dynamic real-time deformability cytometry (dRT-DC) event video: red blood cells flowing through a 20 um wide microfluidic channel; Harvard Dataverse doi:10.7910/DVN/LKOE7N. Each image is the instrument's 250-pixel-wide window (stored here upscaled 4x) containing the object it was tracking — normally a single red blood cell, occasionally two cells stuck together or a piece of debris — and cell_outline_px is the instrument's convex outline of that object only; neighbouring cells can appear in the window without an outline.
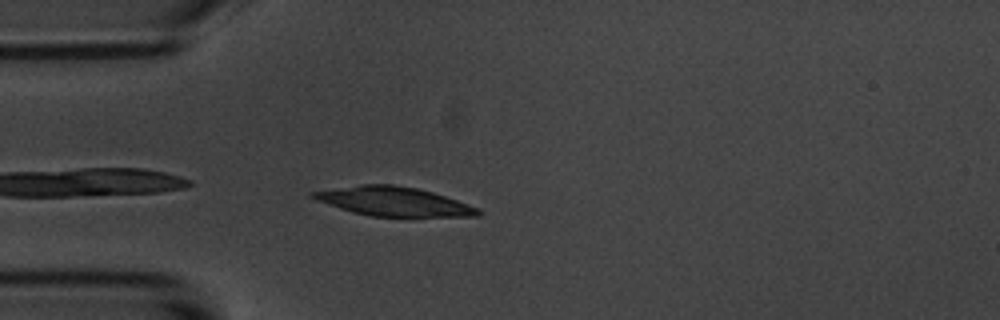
{"species": "common noctule bat (a hibernating species)", "species_latin": "Nyctalus noctula", "temperature_condition": "room temperature", "stored_images_in_passage": 38, "camera_frame_rate_fps": 3000, "um_per_image_px": 0.085, "animal": {"sex": "male", "body_mass_g": 20.1, "forearm_length_mm": 53.5}, "frame": {"image": 1, "passage_image": 2, "time_ms": 0.333, "image_size_px": [1000, 320], "cell_outline_px": [[480, 216], [372, 216], [352, 212], [316, 200], [308, 196], [308, 192], [360, 184], [392, 184], [416, 188], [432, 192], [468, 204], [476, 208], [480, 212]], "centroid_in_image_um": [33.37, 17.11], "position_along_channel_um": 51.6, "area_um2": 27.63}}
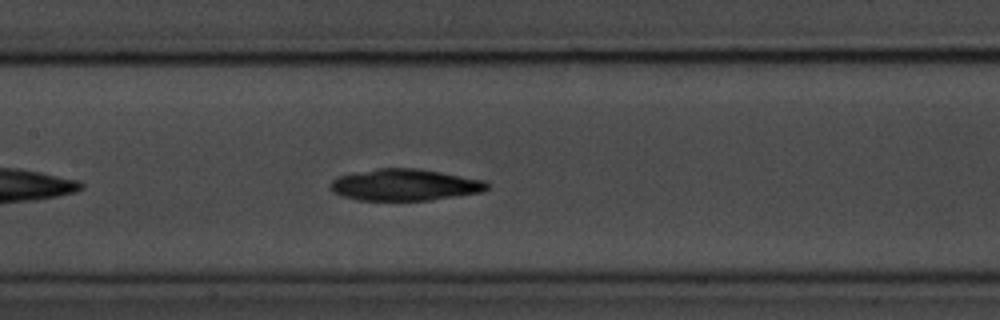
{"frame": {"image": 2, "passage_image": 13, "time_ms": 4.0, "image_size_px": [1000, 320], "cell_outline_px": [[492, 184], [484, 192], [428, 200], [356, 200], [340, 196], [332, 192], [328, 188], [328, 184], [332, 180], [340, 176], [380, 168], [416, 168], [440, 172], [484, 180]], "centroid_in_image_um": [34.4, 15.72], "position_along_channel_um": 173.0, "area_um2": 28.9}}
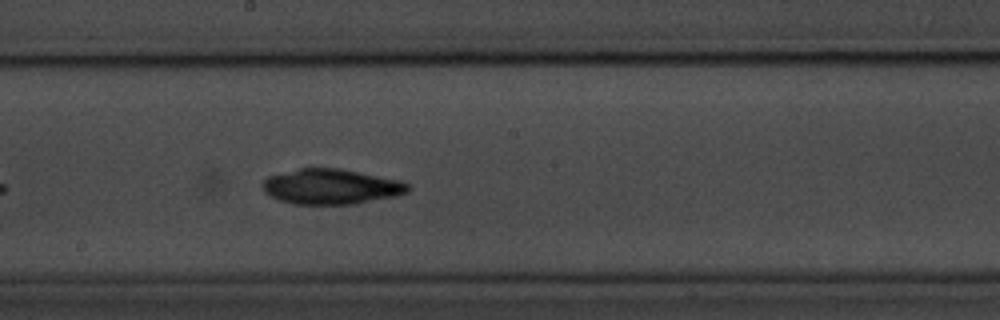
{"frame": {"image": 3, "passage_image": 17, "time_ms": 5.333, "image_size_px": [1000, 320], "cell_outline_px": [[412, 188], [408, 192], [396, 196], [356, 204], [292, 204], [276, 200], [264, 192], [264, 180], [268, 176], [300, 168], [336, 168], [360, 172], [396, 180], [408, 184]], "centroid_in_image_um": [28.13, 15.88], "position_along_channel_um": 220.1, "area_um2": 29.77}, "authors_computed_cell_mechanics": {"area_um2": 28.2353, "velocity_mm_per_s": 3.5399, "shape_relaxation_time_tau1_ms": 4.9211, "shape_relaxation_time_tau2_ms": null, "deformation_change_tau1": 0.2249, "deformation_change_tau2": null}}